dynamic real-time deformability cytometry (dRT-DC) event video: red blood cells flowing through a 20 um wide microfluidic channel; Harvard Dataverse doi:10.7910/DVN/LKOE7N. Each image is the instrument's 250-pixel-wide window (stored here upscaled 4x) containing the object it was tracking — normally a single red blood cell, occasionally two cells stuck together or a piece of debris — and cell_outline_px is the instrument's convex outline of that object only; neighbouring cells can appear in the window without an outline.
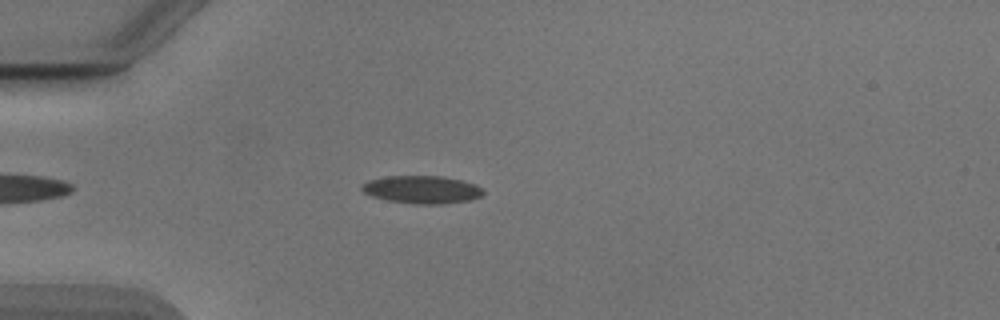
{"species": "Egyptian fruit bat (a non-hibernating species)", "species_latin": "Rousettus aegyptiacus", "temperature_condition": "cold", "stored_images_in_passage": 35, "camera_frame_rate_fps": 3000, "um_per_image_px": 0.085, "animal": {"sex": "male"}, "frame": {"image": 1, "passage_image": 8, "time_ms": 2.333, "image_size_px": [1000, 320], "cell_outline_px": [[484, 192], [480, 196], [468, 200], [444, 204], [416, 204], [388, 200], [372, 196], [364, 192], [360, 188], [360, 184], [368, 180], [388, 176], [444, 176], [476, 184]], "centroid_in_image_um": [35.83, 16.11], "position_along_channel_um": 49.2, "area_um2": 19.59}}
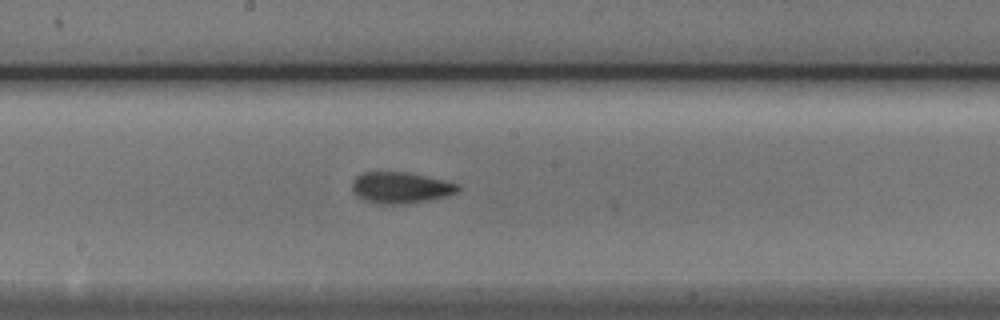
{"frame": {"image": 2, "passage_image": 22, "time_ms": 7.0, "image_size_px": [1000, 320], "cell_outline_px": [[460, 188], [456, 192], [448, 196], [428, 200], [404, 204], [376, 204], [364, 200], [356, 196], [352, 188], [352, 180], [360, 172], [408, 172], [456, 184]], "centroid_in_image_um": [33.98, 15.96], "position_along_channel_um": 214.2, "area_um2": 19.19}}
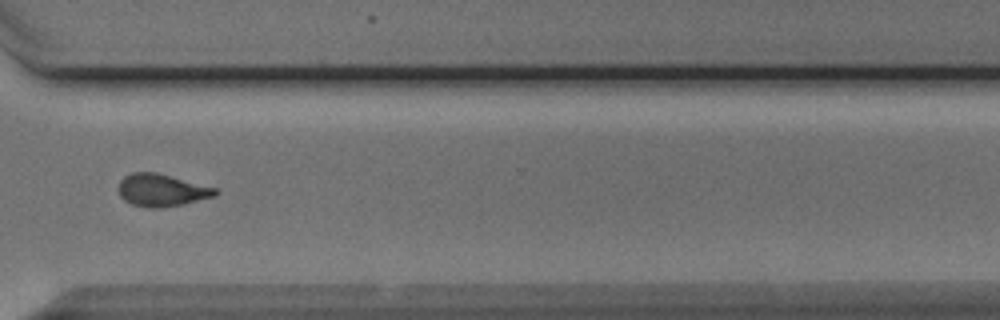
{"frame": {"image": 3, "passage_image": 33, "time_ms": 10.667, "image_size_px": [1000, 320], "cell_outline_px": [[220, 192], [216, 196], [184, 204], [160, 208], [148, 208], [132, 204], [124, 200], [120, 196], [120, 180], [124, 176], [132, 172], [156, 172], [216, 188]], "centroid_in_image_um": [13.76, 16.17], "position_along_channel_um": 356.8, "area_um2": 18.26}, "authors_computed_cell_mechanics": {"area_um2": 18.6116, "velocity_mm_per_s": 3.8967, "shape_relaxation_time_tau1_ms": 2.9744, "shape_relaxation_time_tau2_ms": 2.3429, "deformation_change_tau1": 0.1374, "deformation_change_tau2": 0.0901}}